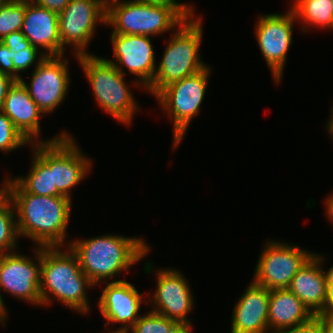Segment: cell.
Returning a JSON list of instances; mask_svg holds the SVG:
<instances>
[{"label": "cell", "mask_w": 333, "mask_h": 333, "mask_svg": "<svg viewBox=\"0 0 333 333\" xmlns=\"http://www.w3.org/2000/svg\"><path fill=\"white\" fill-rule=\"evenodd\" d=\"M26 1L0 2V41L10 34L22 30Z\"/></svg>", "instance_id": "25"}, {"label": "cell", "mask_w": 333, "mask_h": 333, "mask_svg": "<svg viewBox=\"0 0 333 333\" xmlns=\"http://www.w3.org/2000/svg\"><path fill=\"white\" fill-rule=\"evenodd\" d=\"M325 258L314 254L292 278L288 289L316 316L328 312L329 276L321 267Z\"/></svg>", "instance_id": "17"}, {"label": "cell", "mask_w": 333, "mask_h": 333, "mask_svg": "<svg viewBox=\"0 0 333 333\" xmlns=\"http://www.w3.org/2000/svg\"><path fill=\"white\" fill-rule=\"evenodd\" d=\"M13 55L10 49L0 41V71L14 79Z\"/></svg>", "instance_id": "30"}, {"label": "cell", "mask_w": 333, "mask_h": 333, "mask_svg": "<svg viewBox=\"0 0 333 333\" xmlns=\"http://www.w3.org/2000/svg\"><path fill=\"white\" fill-rule=\"evenodd\" d=\"M313 317L310 310L289 289L270 290L269 333H282L291 327L308 322Z\"/></svg>", "instance_id": "21"}, {"label": "cell", "mask_w": 333, "mask_h": 333, "mask_svg": "<svg viewBox=\"0 0 333 333\" xmlns=\"http://www.w3.org/2000/svg\"><path fill=\"white\" fill-rule=\"evenodd\" d=\"M31 170L26 176L14 180L26 191L40 196H53V179L50 171V143H32Z\"/></svg>", "instance_id": "22"}, {"label": "cell", "mask_w": 333, "mask_h": 333, "mask_svg": "<svg viewBox=\"0 0 333 333\" xmlns=\"http://www.w3.org/2000/svg\"><path fill=\"white\" fill-rule=\"evenodd\" d=\"M68 247L76 255L83 273L95 286L128 270L150 251L148 244L140 237L110 234L72 240Z\"/></svg>", "instance_id": "2"}, {"label": "cell", "mask_w": 333, "mask_h": 333, "mask_svg": "<svg viewBox=\"0 0 333 333\" xmlns=\"http://www.w3.org/2000/svg\"><path fill=\"white\" fill-rule=\"evenodd\" d=\"M15 81L16 80L13 79L11 76L0 71V109L2 108L8 89L13 85Z\"/></svg>", "instance_id": "33"}, {"label": "cell", "mask_w": 333, "mask_h": 333, "mask_svg": "<svg viewBox=\"0 0 333 333\" xmlns=\"http://www.w3.org/2000/svg\"><path fill=\"white\" fill-rule=\"evenodd\" d=\"M5 304H4V301L2 300L1 296H0V322L1 324H6L5 321H6V318L8 317V313H7V310L5 308Z\"/></svg>", "instance_id": "37"}, {"label": "cell", "mask_w": 333, "mask_h": 333, "mask_svg": "<svg viewBox=\"0 0 333 333\" xmlns=\"http://www.w3.org/2000/svg\"><path fill=\"white\" fill-rule=\"evenodd\" d=\"M60 248L41 247L39 290L42 305H50L54 302V297L65 306L85 315L90 310L86 289L95 285L83 273L71 249L63 252Z\"/></svg>", "instance_id": "4"}, {"label": "cell", "mask_w": 333, "mask_h": 333, "mask_svg": "<svg viewBox=\"0 0 333 333\" xmlns=\"http://www.w3.org/2000/svg\"><path fill=\"white\" fill-rule=\"evenodd\" d=\"M98 22L106 25V0H71L58 14L62 48L73 45L76 57L91 54L86 49Z\"/></svg>", "instance_id": "9"}, {"label": "cell", "mask_w": 333, "mask_h": 333, "mask_svg": "<svg viewBox=\"0 0 333 333\" xmlns=\"http://www.w3.org/2000/svg\"><path fill=\"white\" fill-rule=\"evenodd\" d=\"M210 71L207 66L196 74L166 86L155 96L163 111L173 120V149L179 146L193 117L199 113Z\"/></svg>", "instance_id": "7"}, {"label": "cell", "mask_w": 333, "mask_h": 333, "mask_svg": "<svg viewBox=\"0 0 333 333\" xmlns=\"http://www.w3.org/2000/svg\"><path fill=\"white\" fill-rule=\"evenodd\" d=\"M71 0H33L35 4L50 11L60 13L70 3Z\"/></svg>", "instance_id": "32"}, {"label": "cell", "mask_w": 333, "mask_h": 333, "mask_svg": "<svg viewBox=\"0 0 333 333\" xmlns=\"http://www.w3.org/2000/svg\"><path fill=\"white\" fill-rule=\"evenodd\" d=\"M319 319L321 328L325 333H333V313H322L316 315Z\"/></svg>", "instance_id": "34"}, {"label": "cell", "mask_w": 333, "mask_h": 333, "mask_svg": "<svg viewBox=\"0 0 333 333\" xmlns=\"http://www.w3.org/2000/svg\"><path fill=\"white\" fill-rule=\"evenodd\" d=\"M143 294L125 280H115L106 282L102 294L98 301V307L102 316L108 323H122L117 330L113 332L127 333L141 316V303Z\"/></svg>", "instance_id": "16"}, {"label": "cell", "mask_w": 333, "mask_h": 333, "mask_svg": "<svg viewBox=\"0 0 333 333\" xmlns=\"http://www.w3.org/2000/svg\"><path fill=\"white\" fill-rule=\"evenodd\" d=\"M79 148L70 134H64L59 140L50 142L53 196L71 199L70 190L88 174L91 159L83 155Z\"/></svg>", "instance_id": "13"}, {"label": "cell", "mask_w": 333, "mask_h": 333, "mask_svg": "<svg viewBox=\"0 0 333 333\" xmlns=\"http://www.w3.org/2000/svg\"><path fill=\"white\" fill-rule=\"evenodd\" d=\"M179 324L164 315L149 311L138 318L127 333H172Z\"/></svg>", "instance_id": "26"}, {"label": "cell", "mask_w": 333, "mask_h": 333, "mask_svg": "<svg viewBox=\"0 0 333 333\" xmlns=\"http://www.w3.org/2000/svg\"><path fill=\"white\" fill-rule=\"evenodd\" d=\"M263 247L253 282L269 290L288 289L292 278L315 254L296 245L272 240Z\"/></svg>", "instance_id": "8"}, {"label": "cell", "mask_w": 333, "mask_h": 333, "mask_svg": "<svg viewBox=\"0 0 333 333\" xmlns=\"http://www.w3.org/2000/svg\"><path fill=\"white\" fill-rule=\"evenodd\" d=\"M67 59L63 55L45 56L35 63L29 85L23 77L19 80L43 114L57 109L68 92L70 77Z\"/></svg>", "instance_id": "10"}, {"label": "cell", "mask_w": 333, "mask_h": 333, "mask_svg": "<svg viewBox=\"0 0 333 333\" xmlns=\"http://www.w3.org/2000/svg\"><path fill=\"white\" fill-rule=\"evenodd\" d=\"M17 238L19 234L15 208L11 199L4 193L0 197V256L17 250Z\"/></svg>", "instance_id": "24"}, {"label": "cell", "mask_w": 333, "mask_h": 333, "mask_svg": "<svg viewBox=\"0 0 333 333\" xmlns=\"http://www.w3.org/2000/svg\"><path fill=\"white\" fill-rule=\"evenodd\" d=\"M291 10L294 12L296 20L303 23V29L309 26L330 28L333 21V0H292ZM305 24V25H304ZM305 26V29H304ZM308 26V27H306Z\"/></svg>", "instance_id": "23"}, {"label": "cell", "mask_w": 333, "mask_h": 333, "mask_svg": "<svg viewBox=\"0 0 333 333\" xmlns=\"http://www.w3.org/2000/svg\"><path fill=\"white\" fill-rule=\"evenodd\" d=\"M191 324H179L172 333H192Z\"/></svg>", "instance_id": "38"}, {"label": "cell", "mask_w": 333, "mask_h": 333, "mask_svg": "<svg viewBox=\"0 0 333 333\" xmlns=\"http://www.w3.org/2000/svg\"><path fill=\"white\" fill-rule=\"evenodd\" d=\"M5 180V193L17 213L19 237H27L40 247H63L71 216V199L31 194L14 179Z\"/></svg>", "instance_id": "1"}, {"label": "cell", "mask_w": 333, "mask_h": 333, "mask_svg": "<svg viewBox=\"0 0 333 333\" xmlns=\"http://www.w3.org/2000/svg\"><path fill=\"white\" fill-rule=\"evenodd\" d=\"M269 297V289L252 281L235 303L231 333H269Z\"/></svg>", "instance_id": "19"}, {"label": "cell", "mask_w": 333, "mask_h": 333, "mask_svg": "<svg viewBox=\"0 0 333 333\" xmlns=\"http://www.w3.org/2000/svg\"><path fill=\"white\" fill-rule=\"evenodd\" d=\"M157 287L149 306L151 311L164 315L178 324H191L187 316L194 308V298L185 276L179 270H157Z\"/></svg>", "instance_id": "15"}, {"label": "cell", "mask_w": 333, "mask_h": 333, "mask_svg": "<svg viewBox=\"0 0 333 333\" xmlns=\"http://www.w3.org/2000/svg\"><path fill=\"white\" fill-rule=\"evenodd\" d=\"M21 31L31 45L44 49L45 56H64L65 50L59 36L58 13L38 6L33 1H26Z\"/></svg>", "instance_id": "20"}, {"label": "cell", "mask_w": 333, "mask_h": 333, "mask_svg": "<svg viewBox=\"0 0 333 333\" xmlns=\"http://www.w3.org/2000/svg\"><path fill=\"white\" fill-rule=\"evenodd\" d=\"M194 16L193 12L174 29L172 37L167 42L162 60L156 67L154 79L146 89L154 96L166 86L196 74L208 66L201 60L198 52L203 34L202 18Z\"/></svg>", "instance_id": "5"}, {"label": "cell", "mask_w": 333, "mask_h": 333, "mask_svg": "<svg viewBox=\"0 0 333 333\" xmlns=\"http://www.w3.org/2000/svg\"><path fill=\"white\" fill-rule=\"evenodd\" d=\"M77 59L98 105L124 125L130 124L139 105L125 83V75L108 59L93 54L79 55Z\"/></svg>", "instance_id": "6"}, {"label": "cell", "mask_w": 333, "mask_h": 333, "mask_svg": "<svg viewBox=\"0 0 333 333\" xmlns=\"http://www.w3.org/2000/svg\"><path fill=\"white\" fill-rule=\"evenodd\" d=\"M282 333H325L321 328L319 319L317 316L311 318L308 322L298 325L296 327H291Z\"/></svg>", "instance_id": "31"}, {"label": "cell", "mask_w": 333, "mask_h": 333, "mask_svg": "<svg viewBox=\"0 0 333 333\" xmlns=\"http://www.w3.org/2000/svg\"><path fill=\"white\" fill-rule=\"evenodd\" d=\"M136 1H164V0H136Z\"/></svg>", "instance_id": "41"}, {"label": "cell", "mask_w": 333, "mask_h": 333, "mask_svg": "<svg viewBox=\"0 0 333 333\" xmlns=\"http://www.w3.org/2000/svg\"><path fill=\"white\" fill-rule=\"evenodd\" d=\"M10 50H25L28 48L31 43L26 39V36L22 33V31L11 32L7 36H5L2 40Z\"/></svg>", "instance_id": "29"}, {"label": "cell", "mask_w": 333, "mask_h": 333, "mask_svg": "<svg viewBox=\"0 0 333 333\" xmlns=\"http://www.w3.org/2000/svg\"><path fill=\"white\" fill-rule=\"evenodd\" d=\"M194 11L176 0H106V24L112 33L156 36L177 28Z\"/></svg>", "instance_id": "3"}, {"label": "cell", "mask_w": 333, "mask_h": 333, "mask_svg": "<svg viewBox=\"0 0 333 333\" xmlns=\"http://www.w3.org/2000/svg\"><path fill=\"white\" fill-rule=\"evenodd\" d=\"M10 51L13 55L12 62L14 65V79L16 81H19L22 78V76L19 74L20 71L21 72L25 71L31 65L33 66L34 62L36 61L40 62L45 57L43 50H41L40 53L38 52L39 49H37L33 45H30L25 50L19 49V50H10Z\"/></svg>", "instance_id": "28"}, {"label": "cell", "mask_w": 333, "mask_h": 333, "mask_svg": "<svg viewBox=\"0 0 333 333\" xmlns=\"http://www.w3.org/2000/svg\"><path fill=\"white\" fill-rule=\"evenodd\" d=\"M110 37L116 61H108L123 75H125L123 66L127 68L130 73L137 76L135 86L140 85L147 89L154 79L157 67L150 36L111 33Z\"/></svg>", "instance_id": "14"}, {"label": "cell", "mask_w": 333, "mask_h": 333, "mask_svg": "<svg viewBox=\"0 0 333 333\" xmlns=\"http://www.w3.org/2000/svg\"><path fill=\"white\" fill-rule=\"evenodd\" d=\"M38 249V250H37ZM35 259L14 251L0 256V296L2 291L34 305H42L40 295L41 247L37 246ZM36 263V264H35Z\"/></svg>", "instance_id": "11"}, {"label": "cell", "mask_w": 333, "mask_h": 333, "mask_svg": "<svg viewBox=\"0 0 333 333\" xmlns=\"http://www.w3.org/2000/svg\"><path fill=\"white\" fill-rule=\"evenodd\" d=\"M5 193L4 190V183L2 184L1 188H0V197Z\"/></svg>", "instance_id": "40"}, {"label": "cell", "mask_w": 333, "mask_h": 333, "mask_svg": "<svg viewBox=\"0 0 333 333\" xmlns=\"http://www.w3.org/2000/svg\"><path fill=\"white\" fill-rule=\"evenodd\" d=\"M14 1H28V2H31L33 0H14Z\"/></svg>", "instance_id": "42"}, {"label": "cell", "mask_w": 333, "mask_h": 333, "mask_svg": "<svg viewBox=\"0 0 333 333\" xmlns=\"http://www.w3.org/2000/svg\"><path fill=\"white\" fill-rule=\"evenodd\" d=\"M0 110L6 114L15 128L30 144L54 142L59 140L64 134H68L66 131H63L60 135H56V137L50 140H38L41 131L39 118L43 116V112L31 99L27 89L20 81H15L8 89Z\"/></svg>", "instance_id": "18"}, {"label": "cell", "mask_w": 333, "mask_h": 333, "mask_svg": "<svg viewBox=\"0 0 333 333\" xmlns=\"http://www.w3.org/2000/svg\"><path fill=\"white\" fill-rule=\"evenodd\" d=\"M325 207L327 210L326 215L330 222L333 223V193L326 198Z\"/></svg>", "instance_id": "36"}, {"label": "cell", "mask_w": 333, "mask_h": 333, "mask_svg": "<svg viewBox=\"0 0 333 333\" xmlns=\"http://www.w3.org/2000/svg\"><path fill=\"white\" fill-rule=\"evenodd\" d=\"M328 276H329V308L328 312L333 313V266L328 269Z\"/></svg>", "instance_id": "35"}, {"label": "cell", "mask_w": 333, "mask_h": 333, "mask_svg": "<svg viewBox=\"0 0 333 333\" xmlns=\"http://www.w3.org/2000/svg\"><path fill=\"white\" fill-rule=\"evenodd\" d=\"M329 121H327V128L326 130H328L329 135L332 136L331 138L333 139V107L331 109V116L328 119Z\"/></svg>", "instance_id": "39"}, {"label": "cell", "mask_w": 333, "mask_h": 333, "mask_svg": "<svg viewBox=\"0 0 333 333\" xmlns=\"http://www.w3.org/2000/svg\"><path fill=\"white\" fill-rule=\"evenodd\" d=\"M295 20V14L290 9L284 14L261 15L255 27L259 49L276 83L281 81L287 53L293 42Z\"/></svg>", "instance_id": "12"}, {"label": "cell", "mask_w": 333, "mask_h": 333, "mask_svg": "<svg viewBox=\"0 0 333 333\" xmlns=\"http://www.w3.org/2000/svg\"><path fill=\"white\" fill-rule=\"evenodd\" d=\"M29 144L12 121L0 110V150L10 152Z\"/></svg>", "instance_id": "27"}]
</instances>
